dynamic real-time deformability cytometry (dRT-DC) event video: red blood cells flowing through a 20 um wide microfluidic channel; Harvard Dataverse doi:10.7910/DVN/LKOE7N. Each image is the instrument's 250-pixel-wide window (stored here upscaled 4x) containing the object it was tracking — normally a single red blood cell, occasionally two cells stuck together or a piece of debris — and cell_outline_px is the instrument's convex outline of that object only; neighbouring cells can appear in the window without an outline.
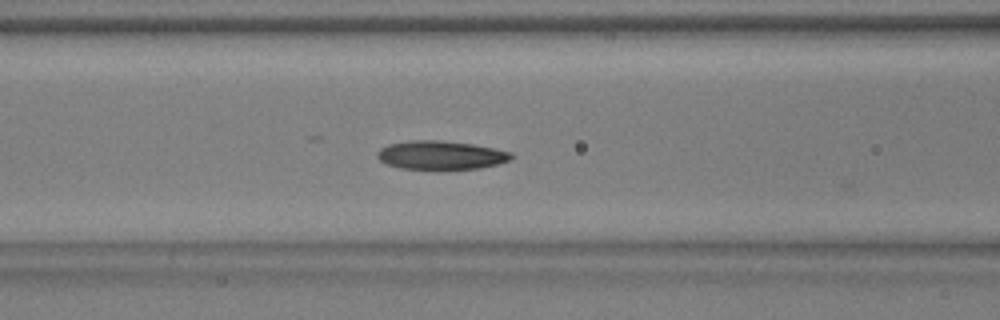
{"species": "common noctule bat (a hibernating species)", "species_latin": "Nyctalus noctula", "temperature_condition": "warm", "stored_images_in_passage": 29, "camera_frame_rate_fps": 3000, "um_per_image_px": 0.085, "animal": {"sex": "male", "body_mass_g": 17.9, "forearm_length_mm": 54.2}, "frame": {"image": 1, "passage_image": 4, "time_ms": 1.0, "image_size_px": [1000, 320], "cell_outline_px": [[516, 156], [500, 164], [480, 168], [400, 168], [388, 164], [380, 160], [376, 156], [376, 152], [380, 148], [388, 144], [412, 140], [440, 140], [472, 144], [512, 152]], "centroid_in_image_um": [37.48, 13.17], "position_along_channel_um": 129.1, "area_um2": 22.14}}
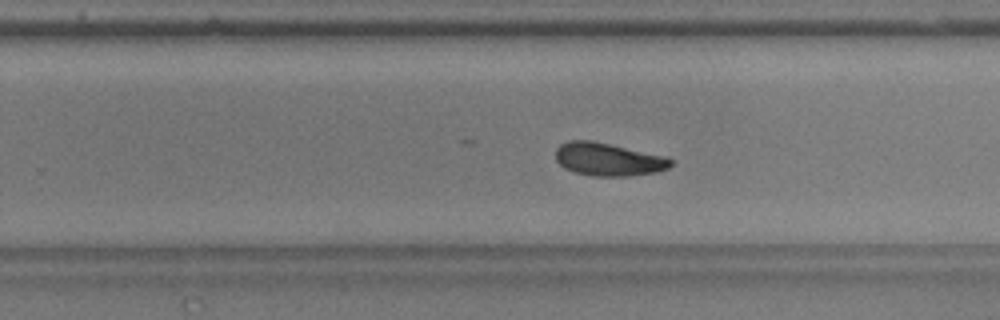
{"frame": {"image": 2, "passage_image": 16, "time_ms": 5.0, "image_size_px": [1000, 320], "cell_outline_px": [[672, 164], [668, 168], [656, 172], [628, 176], [592, 176], [576, 172], [564, 168], [556, 160], [556, 148], [560, 144], [568, 140], [592, 140], [668, 156], [672, 160]], "centroid_in_image_um": [51.71, 13.53], "position_along_channel_um": 278.1, "area_um2": 22.31}}
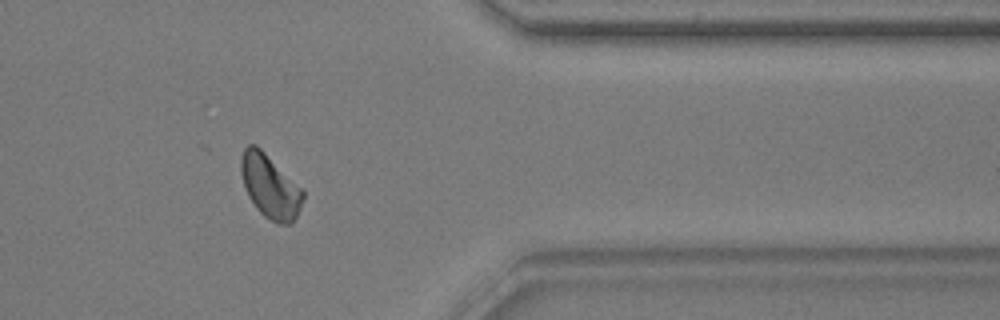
{"frame": {"image": 3, "passage_image": 26, "time_ms": 8.333, "image_size_px": [1000, 320], "cell_outline_px": [[304, 196], [300, 208], [292, 224], [276, 224], [264, 216], [256, 208], [248, 196], [240, 172], [240, 160], [244, 148], [248, 144], [256, 144], [304, 192]], "centroid_in_image_um": [22.92, 15.87], "position_along_channel_um": 388.5, "area_um2": 22.6}}